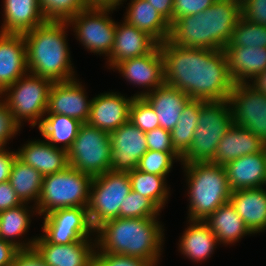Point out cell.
<instances>
[{
	"label": "cell",
	"instance_id": "cell-3",
	"mask_svg": "<svg viewBox=\"0 0 266 266\" xmlns=\"http://www.w3.org/2000/svg\"><path fill=\"white\" fill-rule=\"evenodd\" d=\"M68 27L65 21H46L23 34L28 73L52 82L76 79L67 43Z\"/></svg>",
	"mask_w": 266,
	"mask_h": 266
},
{
	"label": "cell",
	"instance_id": "cell-53",
	"mask_svg": "<svg viewBox=\"0 0 266 266\" xmlns=\"http://www.w3.org/2000/svg\"><path fill=\"white\" fill-rule=\"evenodd\" d=\"M126 0H85L89 7H114L119 8Z\"/></svg>",
	"mask_w": 266,
	"mask_h": 266
},
{
	"label": "cell",
	"instance_id": "cell-52",
	"mask_svg": "<svg viewBox=\"0 0 266 266\" xmlns=\"http://www.w3.org/2000/svg\"><path fill=\"white\" fill-rule=\"evenodd\" d=\"M247 84L254 90L266 94V70L255 75Z\"/></svg>",
	"mask_w": 266,
	"mask_h": 266
},
{
	"label": "cell",
	"instance_id": "cell-34",
	"mask_svg": "<svg viewBox=\"0 0 266 266\" xmlns=\"http://www.w3.org/2000/svg\"><path fill=\"white\" fill-rule=\"evenodd\" d=\"M9 182L22 203L33 201L36 207L43 182V176L36 169L16 157Z\"/></svg>",
	"mask_w": 266,
	"mask_h": 266
},
{
	"label": "cell",
	"instance_id": "cell-47",
	"mask_svg": "<svg viewBox=\"0 0 266 266\" xmlns=\"http://www.w3.org/2000/svg\"><path fill=\"white\" fill-rule=\"evenodd\" d=\"M23 204L9 181L0 183V212Z\"/></svg>",
	"mask_w": 266,
	"mask_h": 266
},
{
	"label": "cell",
	"instance_id": "cell-17",
	"mask_svg": "<svg viewBox=\"0 0 266 266\" xmlns=\"http://www.w3.org/2000/svg\"><path fill=\"white\" fill-rule=\"evenodd\" d=\"M134 96L117 92H104L92 98L87 124L112 133L129 120V110Z\"/></svg>",
	"mask_w": 266,
	"mask_h": 266
},
{
	"label": "cell",
	"instance_id": "cell-36",
	"mask_svg": "<svg viewBox=\"0 0 266 266\" xmlns=\"http://www.w3.org/2000/svg\"><path fill=\"white\" fill-rule=\"evenodd\" d=\"M200 116V99H190L183 108L179 121L171 131L175 150L183 156L193 142L194 130Z\"/></svg>",
	"mask_w": 266,
	"mask_h": 266
},
{
	"label": "cell",
	"instance_id": "cell-20",
	"mask_svg": "<svg viewBox=\"0 0 266 266\" xmlns=\"http://www.w3.org/2000/svg\"><path fill=\"white\" fill-rule=\"evenodd\" d=\"M231 191L265 186L266 148L254 154L239 157L225 166Z\"/></svg>",
	"mask_w": 266,
	"mask_h": 266
},
{
	"label": "cell",
	"instance_id": "cell-43",
	"mask_svg": "<svg viewBox=\"0 0 266 266\" xmlns=\"http://www.w3.org/2000/svg\"><path fill=\"white\" fill-rule=\"evenodd\" d=\"M93 266H154L151 262L135 257L102 253L95 249Z\"/></svg>",
	"mask_w": 266,
	"mask_h": 266
},
{
	"label": "cell",
	"instance_id": "cell-48",
	"mask_svg": "<svg viewBox=\"0 0 266 266\" xmlns=\"http://www.w3.org/2000/svg\"><path fill=\"white\" fill-rule=\"evenodd\" d=\"M11 266H48L34 248L19 250Z\"/></svg>",
	"mask_w": 266,
	"mask_h": 266
},
{
	"label": "cell",
	"instance_id": "cell-1",
	"mask_svg": "<svg viewBox=\"0 0 266 266\" xmlns=\"http://www.w3.org/2000/svg\"><path fill=\"white\" fill-rule=\"evenodd\" d=\"M164 59V81L191 99L225 101L233 88L223 50L177 47L160 43Z\"/></svg>",
	"mask_w": 266,
	"mask_h": 266
},
{
	"label": "cell",
	"instance_id": "cell-12",
	"mask_svg": "<svg viewBox=\"0 0 266 266\" xmlns=\"http://www.w3.org/2000/svg\"><path fill=\"white\" fill-rule=\"evenodd\" d=\"M228 101L233 124L248 129L266 145V94L239 83L233 85Z\"/></svg>",
	"mask_w": 266,
	"mask_h": 266
},
{
	"label": "cell",
	"instance_id": "cell-49",
	"mask_svg": "<svg viewBox=\"0 0 266 266\" xmlns=\"http://www.w3.org/2000/svg\"><path fill=\"white\" fill-rule=\"evenodd\" d=\"M17 157V151L0 148V183L9 181L12 165Z\"/></svg>",
	"mask_w": 266,
	"mask_h": 266
},
{
	"label": "cell",
	"instance_id": "cell-42",
	"mask_svg": "<svg viewBox=\"0 0 266 266\" xmlns=\"http://www.w3.org/2000/svg\"><path fill=\"white\" fill-rule=\"evenodd\" d=\"M22 126L15 120L7 104L0 99V148H5L8 141L20 132Z\"/></svg>",
	"mask_w": 266,
	"mask_h": 266
},
{
	"label": "cell",
	"instance_id": "cell-18",
	"mask_svg": "<svg viewBox=\"0 0 266 266\" xmlns=\"http://www.w3.org/2000/svg\"><path fill=\"white\" fill-rule=\"evenodd\" d=\"M27 73L23 34L0 32V95Z\"/></svg>",
	"mask_w": 266,
	"mask_h": 266
},
{
	"label": "cell",
	"instance_id": "cell-38",
	"mask_svg": "<svg viewBox=\"0 0 266 266\" xmlns=\"http://www.w3.org/2000/svg\"><path fill=\"white\" fill-rule=\"evenodd\" d=\"M41 11L47 21H65L89 6L85 0H39Z\"/></svg>",
	"mask_w": 266,
	"mask_h": 266
},
{
	"label": "cell",
	"instance_id": "cell-11",
	"mask_svg": "<svg viewBox=\"0 0 266 266\" xmlns=\"http://www.w3.org/2000/svg\"><path fill=\"white\" fill-rule=\"evenodd\" d=\"M43 219L42 236L51 244H70L95 235L85 207L57 209L44 215Z\"/></svg>",
	"mask_w": 266,
	"mask_h": 266
},
{
	"label": "cell",
	"instance_id": "cell-21",
	"mask_svg": "<svg viewBox=\"0 0 266 266\" xmlns=\"http://www.w3.org/2000/svg\"><path fill=\"white\" fill-rule=\"evenodd\" d=\"M17 150V157L32 166L42 176L54 174L69 166L67 151L49 144L46 140H30Z\"/></svg>",
	"mask_w": 266,
	"mask_h": 266
},
{
	"label": "cell",
	"instance_id": "cell-15",
	"mask_svg": "<svg viewBox=\"0 0 266 266\" xmlns=\"http://www.w3.org/2000/svg\"><path fill=\"white\" fill-rule=\"evenodd\" d=\"M78 80V81H77ZM80 79L53 82L48 97L46 114H61L87 123L91 101Z\"/></svg>",
	"mask_w": 266,
	"mask_h": 266
},
{
	"label": "cell",
	"instance_id": "cell-23",
	"mask_svg": "<svg viewBox=\"0 0 266 266\" xmlns=\"http://www.w3.org/2000/svg\"><path fill=\"white\" fill-rule=\"evenodd\" d=\"M223 51L234 84L247 83L266 70V47L225 46Z\"/></svg>",
	"mask_w": 266,
	"mask_h": 266
},
{
	"label": "cell",
	"instance_id": "cell-4",
	"mask_svg": "<svg viewBox=\"0 0 266 266\" xmlns=\"http://www.w3.org/2000/svg\"><path fill=\"white\" fill-rule=\"evenodd\" d=\"M186 173L189 200V220L205 221L221 205L230 200L231 189L228 185L224 166L212 162L181 164Z\"/></svg>",
	"mask_w": 266,
	"mask_h": 266
},
{
	"label": "cell",
	"instance_id": "cell-31",
	"mask_svg": "<svg viewBox=\"0 0 266 266\" xmlns=\"http://www.w3.org/2000/svg\"><path fill=\"white\" fill-rule=\"evenodd\" d=\"M30 208L32 209L30 210ZM34 213L37 214L36 207H29L27 203L0 212V238L11 243L19 250L33 248L37 236L28 239L27 242L26 240H24L25 242H22L16 239L23 237L22 235H25L26 232H28L31 224V216L34 215Z\"/></svg>",
	"mask_w": 266,
	"mask_h": 266
},
{
	"label": "cell",
	"instance_id": "cell-10",
	"mask_svg": "<svg viewBox=\"0 0 266 266\" xmlns=\"http://www.w3.org/2000/svg\"><path fill=\"white\" fill-rule=\"evenodd\" d=\"M116 9L114 7H88L67 21L69 26L72 25L76 39L87 51L109 57L114 46L117 24L112 17H109V14Z\"/></svg>",
	"mask_w": 266,
	"mask_h": 266
},
{
	"label": "cell",
	"instance_id": "cell-46",
	"mask_svg": "<svg viewBox=\"0 0 266 266\" xmlns=\"http://www.w3.org/2000/svg\"><path fill=\"white\" fill-rule=\"evenodd\" d=\"M241 16L252 23L266 26V0H245L241 3Z\"/></svg>",
	"mask_w": 266,
	"mask_h": 266
},
{
	"label": "cell",
	"instance_id": "cell-33",
	"mask_svg": "<svg viewBox=\"0 0 266 266\" xmlns=\"http://www.w3.org/2000/svg\"><path fill=\"white\" fill-rule=\"evenodd\" d=\"M83 123L79 120L61 115L45 114L37 126L42 138L52 146L68 150L78 135ZM61 146H58L59 144Z\"/></svg>",
	"mask_w": 266,
	"mask_h": 266
},
{
	"label": "cell",
	"instance_id": "cell-16",
	"mask_svg": "<svg viewBox=\"0 0 266 266\" xmlns=\"http://www.w3.org/2000/svg\"><path fill=\"white\" fill-rule=\"evenodd\" d=\"M93 239L96 238L58 245L49 243L41 234L33 248L48 266H93L96 249V240Z\"/></svg>",
	"mask_w": 266,
	"mask_h": 266
},
{
	"label": "cell",
	"instance_id": "cell-54",
	"mask_svg": "<svg viewBox=\"0 0 266 266\" xmlns=\"http://www.w3.org/2000/svg\"><path fill=\"white\" fill-rule=\"evenodd\" d=\"M236 1H238L240 4L243 2V1H245V0H236Z\"/></svg>",
	"mask_w": 266,
	"mask_h": 266
},
{
	"label": "cell",
	"instance_id": "cell-2",
	"mask_svg": "<svg viewBox=\"0 0 266 266\" xmlns=\"http://www.w3.org/2000/svg\"><path fill=\"white\" fill-rule=\"evenodd\" d=\"M158 219L118 217L109 220L95 230L96 249L158 266L165 239L164 228Z\"/></svg>",
	"mask_w": 266,
	"mask_h": 266
},
{
	"label": "cell",
	"instance_id": "cell-13",
	"mask_svg": "<svg viewBox=\"0 0 266 266\" xmlns=\"http://www.w3.org/2000/svg\"><path fill=\"white\" fill-rule=\"evenodd\" d=\"M112 69L119 71L129 83L145 89L134 97H143L165 83L164 59L159 44L148 54L119 62Z\"/></svg>",
	"mask_w": 266,
	"mask_h": 266
},
{
	"label": "cell",
	"instance_id": "cell-25",
	"mask_svg": "<svg viewBox=\"0 0 266 266\" xmlns=\"http://www.w3.org/2000/svg\"><path fill=\"white\" fill-rule=\"evenodd\" d=\"M3 3L1 33L24 34L47 21L39 0H3Z\"/></svg>",
	"mask_w": 266,
	"mask_h": 266
},
{
	"label": "cell",
	"instance_id": "cell-29",
	"mask_svg": "<svg viewBox=\"0 0 266 266\" xmlns=\"http://www.w3.org/2000/svg\"><path fill=\"white\" fill-rule=\"evenodd\" d=\"M189 226L183 231L179 240V251L195 263L211 257L219 244L210 227L202 220H189Z\"/></svg>",
	"mask_w": 266,
	"mask_h": 266
},
{
	"label": "cell",
	"instance_id": "cell-50",
	"mask_svg": "<svg viewBox=\"0 0 266 266\" xmlns=\"http://www.w3.org/2000/svg\"><path fill=\"white\" fill-rule=\"evenodd\" d=\"M149 4L157 10V12L164 17L169 24L173 23V5L174 0H146Z\"/></svg>",
	"mask_w": 266,
	"mask_h": 266
},
{
	"label": "cell",
	"instance_id": "cell-26",
	"mask_svg": "<svg viewBox=\"0 0 266 266\" xmlns=\"http://www.w3.org/2000/svg\"><path fill=\"white\" fill-rule=\"evenodd\" d=\"M237 214L253 234L266 230V189L249 188L231 192L230 200Z\"/></svg>",
	"mask_w": 266,
	"mask_h": 266
},
{
	"label": "cell",
	"instance_id": "cell-14",
	"mask_svg": "<svg viewBox=\"0 0 266 266\" xmlns=\"http://www.w3.org/2000/svg\"><path fill=\"white\" fill-rule=\"evenodd\" d=\"M111 141V170L129 172L138 167L140 158L148 151L145 132L129 120L109 134Z\"/></svg>",
	"mask_w": 266,
	"mask_h": 266
},
{
	"label": "cell",
	"instance_id": "cell-44",
	"mask_svg": "<svg viewBox=\"0 0 266 266\" xmlns=\"http://www.w3.org/2000/svg\"><path fill=\"white\" fill-rule=\"evenodd\" d=\"M148 150L177 152L171 138V132L161 127L145 132Z\"/></svg>",
	"mask_w": 266,
	"mask_h": 266
},
{
	"label": "cell",
	"instance_id": "cell-35",
	"mask_svg": "<svg viewBox=\"0 0 266 266\" xmlns=\"http://www.w3.org/2000/svg\"><path fill=\"white\" fill-rule=\"evenodd\" d=\"M133 191L150 199L160 210L165 207L170 187L167 186L166 178L156 174H149L135 168L128 172Z\"/></svg>",
	"mask_w": 266,
	"mask_h": 266
},
{
	"label": "cell",
	"instance_id": "cell-8",
	"mask_svg": "<svg viewBox=\"0 0 266 266\" xmlns=\"http://www.w3.org/2000/svg\"><path fill=\"white\" fill-rule=\"evenodd\" d=\"M111 153L109 133L87 123L67 150L69 166L92 178L111 170Z\"/></svg>",
	"mask_w": 266,
	"mask_h": 266
},
{
	"label": "cell",
	"instance_id": "cell-51",
	"mask_svg": "<svg viewBox=\"0 0 266 266\" xmlns=\"http://www.w3.org/2000/svg\"><path fill=\"white\" fill-rule=\"evenodd\" d=\"M19 249L0 238V266H11Z\"/></svg>",
	"mask_w": 266,
	"mask_h": 266
},
{
	"label": "cell",
	"instance_id": "cell-45",
	"mask_svg": "<svg viewBox=\"0 0 266 266\" xmlns=\"http://www.w3.org/2000/svg\"><path fill=\"white\" fill-rule=\"evenodd\" d=\"M217 0H174L173 22L183 16L195 15L204 12Z\"/></svg>",
	"mask_w": 266,
	"mask_h": 266
},
{
	"label": "cell",
	"instance_id": "cell-7",
	"mask_svg": "<svg viewBox=\"0 0 266 266\" xmlns=\"http://www.w3.org/2000/svg\"><path fill=\"white\" fill-rule=\"evenodd\" d=\"M52 84L49 79L27 73L8 87L0 98L21 126L23 121H28L31 127H35L46 114Z\"/></svg>",
	"mask_w": 266,
	"mask_h": 266
},
{
	"label": "cell",
	"instance_id": "cell-22",
	"mask_svg": "<svg viewBox=\"0 0 266 266\" xmlns=\"http://www.w3.org/2000/svg\"><path fill=\"white\" fill-rule=\"evenodd\" d=\"M168 40L177 47L210 49L209 7L204 12L176 19L170 25Z\"/></svg>",
	"mask_w": 266,
	"mask_h": 266
},
{
	"label": "cell",
	"instance_id": "cell-30",
	"mask_svg": "<svg viewBox=\"0 0 266 266\" xmlns=\"http://www.w3.org/2000/svg\"><path fill=\"white\" fill-rule=\"evenodd\" d=\"M124 20L146 32L158 44L170 36V24L146 0H130Z\"/></svg>",
	"mask_w": 266,
	"mask_h": 266
},
{
	"label": "cell",
	"instance_id": "cell-39",
	"mask_svg": "<svg viewBox=\"0 0 266 266\" xmlns=\"http://www.w3.org/2000/svg\"><path fill=\"white\" fill-rule=\"evenodd\" d=\"M182 161L178 152H160L148 150L141 158L137 169L149 174L164 176L165 178L173 168V163Z\"/></svg>",
	"mask_w": 266,
	"mask_h": 266
},
{
	"label": "cell",
	"instance_id": "cell-9",
	"mask_svg": "<svg viewBox=\"0 0 266 266\" xmlns=\"http://www.w3.org/2000/svg\"><path fill=\"white\" fill-rule=\"evenodd\" d=\"M131 190L128 172L110 170L92 178L87 209L95 230L119 217L121 203Z\"/></svg>",
	"mask_w": 266,
	"mask_h": 266
},
{
	"label": "cell",
	"instance_id": "cell-32",
	"mask_svg": "<svg viewBox=\"0 0 266 266\" xmlns=\"http://www.w3.org/2000/svg\"><path fill=\"white\" fill-rule=\"evenodd\" d=\"M205 222L219 244L234 245L242 237L252 234L230 201L221 205Z\"/></svg>",
	"mask_w": 266,
	"mask_h": 266
},
{
	"label": "cell",
	"instance_id": "cell-41",
	"mask_svg": "<svg viewBox=\"0 0 266 266\" xmlns=\"http://www.w3.org/2000/svg\"><path fill=\"white\" fill-rule=\"evenodd\" d=\"M129 121L143 132L160 127L158 116L143 97H134L129 110Z\"/></svg>",
	"mask_w": 266,
	"mask_h": 266
},
{
	"label": "cell",
	"instance_id": "cell-27",
	"mask_svg": "<svg viewBox=\"0 0 266 266\" xmlns=\"http://www.w3.org/2000/svg\"><path fill=\"white\" fill-rule=\"evenodd\" d=\"M143 98L154 109L160 127L170 132L179 121L184 106L191 99L182 90L166 83L146 94Z\"/></svg>",
	"mask_w": 266,
	"mask_h": 266
},
{
	"label": "cell",
	"instance_id": "cell-37",
	"mask_svg": "<svg viewBox=\"0 0 266 266\" xmlns=\"http://www.w3.org/2000/svg\"><path fill=\"white\" fill-rule=\"evenodd\" d=\"M227 46L266 47V26L239 18Z\"/></svg>",
	"mask_w": 266,
	"mask_h": 266
},
{
	"label": "cell",
	"instance_id": "cell-19",
	"mask_svg": "<svg viewBox=\"0 0 266 266\" xmlns=\"http://www.w3.org/2000/svg\"><path fill=\"white\" fill-rule=\"evenodd\" d=\"M158 43L146 32L139 30L124 19L116 24L112 51L107 59L108 69L127 59L148 54Z\"/></svg>",
	"mask_w": 266,
	"mask_h": 266
},
{
	"label": "cell",
	"instance_id": "cell-40",
	"mask_svg": "<svg viewBox=\"0 0 266 266\" xmlns=\"http://www.w3.org/2000/svg\"><path fill=\"white\" fill-rule=\"evenodd\" d=\"M161 210L148 198L131 190L120 206L122 218H157Z\"/></svg>",
	"mask_w": 266,
	"mask_h": 266
},
{
	"label": "cell",
	"instance_id": "cell-24",
	"mask_svg": "<svg viewBox=\"0 0 266 266\" xmlns=\"http://www.w3.org/2000/svg\"><path fill=\"white\" fill-rule=\"evenodd\" d=\"M265 143L248 129L232 124L219 141L213 164L225 166L239 157L261 152Z\"/></svg>",
	"mask_w": 266,
	"mask_h": 266
},
{
	"label": "cell",
	"instance_id": "cell-5",
	"mask_svg": "<svg viewBox=\"0 0 266 266\" xmlns=\"http://www.w3.org/2000/svg\"><path fill=\"white\" fill-rule=\"evenodd\" d=\"M232 114L228 100H200V116L194 130L193 142L182 156L181 164L211 162L221 138L232 126Z\"/></svg>",
	"mask_w": 266,
	"mask_h": 266
},
{
	"label": "cell",
	"instance_id": "cell-28",
	"mask_svg": "<svg viewBox=\"0 0 266 266\" xmlns=\"http://www.w3.org/2000/svg\"><path fill=\"white\" fill-rule=\"evenodd\" d=\"M240 17L241 4L236 0H217L209 7L210 49L227 46Z\"/></svg>",
	"mask_w": 266,
	"mask_h": 266
},
{
	"label": "cell",
	"instance_id": "cell-6",
	"mask_svg": "<svg viewBox=\"0 0 266 266\" xmlns=\"http://www.w3.org/2000/svg\"><path fill=\"white\" fill-rule=\"evenodd\" d=\"M92 177L68 166L66 169L43 176L38 215L43 216L57 209L88 207Z\"/></svg>",
	"mask_w": 266,
	"mask_h": 266
}]
</instances>
